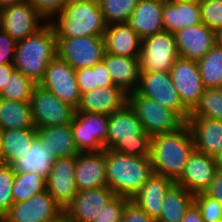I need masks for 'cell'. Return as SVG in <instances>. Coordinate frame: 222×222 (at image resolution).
Wrapping results in <instances>:
<instances>
[{
    "instance_id": "obj_1",
    "label": "cell",
    "mask_w": 222,
    "mask_h": 222,
    "mask_svg": "<svg viewBox=\"0 0 222 222\" xmlns=\"http://www.w3.org/2000/svg\"><path fill=\"white\" fill-rule=\"evenodd\" d=\"M194 150V140L187 124L177 131L151 137L150 161L153 172L175 182Z\"/></svg>"
},
{
    "instance_id": "obj_2",
    "label": "cell",
    "mask_w": 222,
    "mask_h": 222,
    "mask_svg": "<svg viewBox=\"0 0 222 222\" xmlns=\"http://www.w3.org/2000/svg\"><path fill=\"white\" fill-rule=\"evenodd\" d=\"M57 56V39L50 22L27 38L17 41L13 66L36 84L42 80L48 64Z\"/></svg>"
},
{
    "instance_id": "obj_3",
    "label": "cell",
    "mask_w": 222,
    "mask_h": 222,
    "mask_svg": "<svg viewBox=\"0 0 222 222\" xmlns=\"http://www.w3.org/2000/svg\"><path fill=\"white\" fill-rule=\"evenodd\" d=\"M151 137L145 133L133 108L127 103L108 115L106 149L135 157H150Z\"/></svg>"
},
{
    "instance_id": "obj_4",
    "label": "cell",
    "mask_w": 222,
    "mask_h": 222,
    "mask_svg": "<svg viewBox=\"0 0 222 222\" xmlns=\"http://www.w3.org/2000/svg\"><path fill=\"white\" fill-rule=\"evenodd\" d=\"M153 174L150 157H135L106 149V179L115 195L132 199Z\"/></svg>"
},
{
    "instance_id": "obj_5",
    "label": "cell",
    "mask_w": 222,
    "mask_h": 222,
    "mask_svg": "<svg viewBox=\"0 0 222 222\" xmlns=\"http://www.w3.org/2000/svg\"><path fill=\"white\" fill-rule=\"evenodd\" d=\"M50 23L56 37L104 36L108 26L98 0H71Z\"/></svg>"
},
{
    "instance_id": "obj_6",
    "label": "cell",
    "mask_w": 222,
    "mask_h": 222,
    "mask_svg": "<svg viewBox=\"0 0 222 222\" xmlns=\"http://www.w3.org/2000/svg\"><path fill=\"white\" fill-rule=\"evenodd\" d=\"M128 104L136 112L145 133L150 137L177 131L186 124L171 108L136 92L128 94Z\"/></svg>"
},
{
    "instance_id": "obj_7",
    "label": "cell",
    "mask_w": 222,
    "mask_h": 222,
    "mask_svg": "<svg viewBox=\"0 0 222 222\" xmlns=\"http://www.w3.org/2000/svg\"><path fill=\"white\" fill-rule=\"evenodd\" d=\"M57 56L75 70L92 67L103 60V36L56 37Z\"/></svg>"
},
{
    "instance_id": "obj_8",
    "label": "cell",
    "mask_w": 222,
    "mask_h": 222,
    "mask_svg": "<svg viewBox=\"0 0 222 222\" xmlns=\"http://www.w3.org/2000/svg\"><path fill=\"white\" fill-rule=\"evenodd\" d=\"M29 102L35 128L70 124L76 113L74 107L39 84L35 86Z\"/></svg>"
},
{
    "instance_id": "obj_9",
    "label": "cell",
    "mask_w": 222,
    "mask_h": 222,
    "mask_svg": "<svg viewBox=\"0 0 222 222\" xmlns=\"http://www.w3.org/2000/svg\"><path fill=\"white\" fill-rule=\"evenodd\" d=\"M178 57L177 43L173 33L163 30L142 39L141 71H170Z\"/></svg>"
},
{
    "instance_id": "obj_10",
    "label": "cell",
    "mask_w": 222,
    "mask_h": 222,
    "mask_svg": "<svg viewBox=\"0 0 222 222\" xmlns=\"http://www.w3.org/2000/svg\"><path fill=\"white\" fill-rule=\"evenodd\" d=\"M135 92L138 95L153 99L163 106L171 108L185 121L190 116V112L182 104L169 71H141L139 85Z\"/></svg>"
},
{
    "instance_id": "obj_11",
    "label": "cell",
    "mask_w": 222,
    "mask_h": 222,
    "mask_svg": "<svg viewBox=\"0 0 222 222\" xmlns=\"http://www.w3.org/2000/svg\"><path fill=\"white\" fill-rule=\"evenodd\" d=\"M71 127L76 146L80 152L106 150L108 115L76 112Z\"/></svg>"
},
{
    "instance_id": "obj_12",
    "label": "cell",
    "mask_w": 222,
    "mask_h": 222,
    "mask_svg": "<svg viewBox=\"0 0 222 222\" xmlns=\"http://www.w3.org/2000/svg\"><path fill=\"white\" fill-rule=\"evenodd\" d=\"M39 85L77 110L81 94L77 85L76 70L66 61L58 56L52 59Z\"/></svg>"
},
{
    "instance_id": "obj_13",
    "label": "cell",
    "mask_w": 222,
    "mask_h": 222,
    "mask_svg": "<svg viewBox=\"0 0 222 222\" xmlns=\"http://www.w3.org/2000/svg\"><path fill=\"white\" fill-rule=\"evenodd\" d=\"M44 20L27 0L0 9V28L15 41L36 33L47 23Z\"/></svg>"
},
{
    "instance_id": "obj_14",
    "label": "cell",
    "mask_w": 222,
    "mask_h": 222,
    "mask_svg": "<svg viewBox=\"0 0 222 222\" xmlns=\"http://www.w3.org/2000/svg\"><path fill=\"white\" fill-rule=\"evenodd\" d=\"M63 212L54 198L44 191L24 202L13 204L0 222H52Z\"/></svg>"
},
{
    "instance_id": "obj_15",
    "label": "cell",
    "mask_w": 222,
    "mask_h": 222,
    "mask_svg": "<svg viewBox=\"0 0 222 222\" xmlns=\"http://www.w3.org/2000/svg\"><path fill=\"white\" fill-rule=\"evenodd\" d=\"M169 72L183 106L191 113L204 91L197 61L178 57Z\"/></svg>"
},
{
    "instance_id": "obj_16",
    "label": "cell",
    "mask_w": 222,
    "mask_h": 222,
    "mask_svg": "<svg viewBox=\"0 0 222 222\" xmlns=\"http://www.w3.org/2000/svg\"><path fill=\"white\" fill-rule=\"evenodd\" d=\"M77 155L58 157L46 179V191L65 210L78 192L75 182Z\"/></svg>"
},
{
    "instance_id": "obj_17",
    "label": "cell",
    "mask_w": 222,
    "mask_h": 222,
    "mask_svg": "<svg viewBox=\"0 0 222 222\" xmlns=\"http://www.w3.org/2000/svg\"><path fill=\"white\" fill-rule=\"evenodd\" d=\"M216 171L214 157L194 150L175 183L195 195L205 192L212 184Z\"/></svg>"
},
{
    "instance_id": "obj_18",
    "label": "cell",
    "mask_w": 222,
    "mask_h": 222,
    "mask_svg": "<svg viewBox=\"0 0 222 222\" xmlns=\"http://www.w3.org/2000/svg\"><path fill=\"white\" fill-rule=\"evenodd\" d=\"M75 182L78 191L107 186L106 150L80 152L75 165Z\"/></svg>"
},
{
    "instance_id": "obj_19",
    "label": "cell",
    "mask_w": 222,
    "mask_h": 222,
    "mask_svg": "<svg viewBox=\"0 0 222 222\" xmlns=\"http://www.w3.org/2000/svg\"><path fill=\"white\" fill-rule=\"evenodd\" d=\"M174 35L179 57L189 60H200L215 45V31L203 23L179 30Z\"/></svg>"
},
{
    "instance_id": "obj_20",
    "label": "cell",
    "mask_w": 222,
    "mask_h": 222,
    "mask_svg": "<svg viewBox=\"0 0 222 222\" xmlns=\"http://www.w3.org/2000/svg\"><path fill=\"white\" fill-rule=\"evenodd\" d=\"M127 103L128 93L121 87H96L94 90L81 94L76 112L110 115L122 109Z\"/></svg>"
},
{
    "instance_id": "obj_21",
    "label": "cell",
    "mask_w": 222,
    "mask_h": 222,
    "mask_svg": "<svg viewBox=\"0 0 222 222\" xmlns=\"http://www.w3.org/2000/svg\"><path fill=\"white\" fill-rule=\"evenodd\" d=\"M114 196L115 193L107 186L78 191L64 212L74 222H92Z\"/></svg>"
},
{
    "instance_id": "obj_22",
    "label": "cell",
    "mask_w": 222,
    "mask_h": 222,
    "mask_svg": "<svg viewBox=\"0 0 222 222\" xmlns=\"http://www.w3.org/2000/svg\"><path fill=\"white\" fill-rule=\"evenodd\" d=\"M195 150L216 156L222 150V121L206 117H189L186 121Z\"/></svg>"
},
{
    "instance_id": "obj_23",
    "label": "cell",
    "mask_w": 222,
    "mask_h": 222,
    "mask_svg": "<svg viewBox=\"0 0 222 222\" xmlns=\"http://www.w3.org/2000/svg\"><path fill=\"white\" fill-rule=\"evenodd\" d=\"M166 0H139L127 24L144 39L164 30L163 7Z\"/></svg>"
},
{
    "instance_id": "obj_24",
    "label": "cell",
    "mask_w": 222,
    "mask_h": 222,
    "mask_svg": "<svg viewBox=\"0 0 222 222\" xmlns=\"http://www.w3.org/2000/svg\"><path fill=\"white\" fill-rule=\"evenodd\" d=\"M102 61L114 85L128 94L136 91L141 76L140 57H124L105 52Z\"/></svg>"
},
{
    "instance_id": "obj_25",
    "label": "cell",
    "mask_w": 222,
    "mask_h": 222,
    "mask_svg": "<svg viewBox=\"0 0 222 222\" xmlns=\"http://www.w3.org/2000/svg\"><path fill=\"white\" fill-rule=\"evenodd\" d=\"M162 18L164 30L173 34L187 27L203 23L200 4L186 0H166Z\"/></svg>"
},
{
    "instance_id": "obj_26",
    "label": "cell",
    "mask_w": 222,
    "mask_h": 222,
    "mask_svg": "<svg viewBox=\"0 0 222 222\" xmlns=\"http://www.w3.org/2000/svg\"><path fill=\"white\" fill-rule=\"evenodd\" d=\"M105 52L124 57H140L142 39L127 23L108 25L104 32Z\"/></svg>"
},
{
    "instance_id": "obj_27",
    "label": "cell",
    "mask_w": 222,
    "mask_h": 222,
    "mask_svg": "<svg viewBox=\"0 0 222 222\" xmlns=\"http://www.w3.org/2000/svg\"><path fill=\"white\" fill-rule=\"evenodd\" d=\"M174 183L172 179L153 172L131 200L156 220L160 216L165 193Z\"/></svg>"
},
{
    "instance_id": "obj_28",
    "label": "cell",
    "mask_w": 222,
    "mask_h": 222,
    "mask_svg": "<svg viewBox=\"0 0 222 222\" xmlns=\"http://www.w3.org/2000/svg\"><path fill=\"white\" fill-rule=\"evenodd\" d=\"M36 136L41 140L42 146L56 158L78 155L80 153L73 137L71 123L36 128Z\"/></svg>"
},
{
    "instance_id": "obj_29",
    "label": "cell",
    "mask_w": 222,
    "mask_h": 222,
    "mask_svg": "<svg viewBox=\"0 0 222 222\" xmlns=\"http://www.w3.org/2000/svg\"><path fill=\"white\" fill-rule=\"evenodd\" d=\"M55 161L56 157L42 146L41 140L36 136L32 145L11 166L17 173H38L47 179Z\"/></svg>"
},
{
    "instance_id": "obj_30",
    "label": "cell",
    "mask_w": 222,
    "mask_h": 222,
    "mask_svg": "<svg viewBox=\"0 0 222 222\" xmlns=\"http://www.w3.org/2000/svg\"><path fill=\"white\" fill-rule=\"evenodd\" d=\"M194 202V194L174 183L165 193L160 216L156 222H181Z\"/></svg>"
},
{
    "instance_id": "obj_31",
    "label": "cell",
    "mask_w": 222,
    "mask_h": 222,
    "mask_svg": "<svg viewBox=\"0 0 222 222\" xmlns=\"http://www.w3.org/2000/svg\"><path fill=\"white\" fill-rule=\"evenodd\" d=\"M35 128L29 101H13L0 97V131Z\"/></svg>"
},
{
    "instance_id": "obj_32",
    "label": "cell",
    "mask_w": 222,
    "mask_h": 222,
    "mask_svg": "<svg viewBox=\"0 0 222 222\" xmlns=\"http://www.w3.org/2000/svg\"><path fill=\"white\" fill-rule=\"evenodd\" d=\"M36 137V128L0 131V147L7 164H12L23 155Z\"/></svg>"
},
{
    "instance_id": "obj_33",
    "label": "cell",
    "mask_w": 222,
    "mask_h": 222,
    "mask_svg": "<svg viewBox=\"0 0 222 222\" xmlns=\"http://www.w3.org/2000/svg\"><path fill=\"white\" fill-rule=\"evenodd\" d=\"M204 88H222V48L214 45L197 61Z\"/></svg>"
},
{
    "instance_id": "obj_34",
    "label": "cell",
    "mask_w": 222,
    "mask_h": 222,
    "mask_svg": "<svg viewBox=\"0 0 222 222\" xmlns=\"http://www.w3.org/2000/svg\"><path fill=\"white\" fill-rule=\"evenodd\" d=\"M46 191V178L38 173H17L12 188V196L15 203L28 200L34 195Z\"/></svg>"
},
{
    "instance_id": "obj_35",
    "label": "cell",
    "mask_w": 222,
    "mask_h": 222,
    "mask_svg": "<svg viewBox=\"0 0 222 222\" xmlns=\"http://www.w3.org/2000/svg\"><path fill=\"white\" fill-rule=\"evenodd\" d=\"M37 84L21 71L14 70L0 92V97L13 101H30Z\"/></svg>"
},
{
    "instance_id": "obj_36",
    "label": "cell",
    "mask_w": 222,
    "mask_h": 222,
    "mask_svg": "<svg viewBox=\"0 0 222 222\" xmlns=\"http://www.w3.org/2000/svg\"><path fill=\"white\" fill-rule=\"evenodd\" d=\"M189 117H206L222 121V88H204L198 105Z\"/></svg>"
},
{
    "instance_id": "obj_37",
    "label": "cell",
    "mask_w": 222,
    "mask_h": 222,
    "mask_svg": "<svg viewBox=\"0 0 222 222\" xmlns=\"http://www.w3.org/2000/svg\"><path fill=\"white\" fill-rule=\"evenodd\" d=\"M107 25L127 23L139 0H98Z\"/></svg>"
},
{
    "instance_id": "obj_38",
    "label": "cell",
    "mask_w": 222,
    "mask_h": 222,
    "mask_svg": "<svg viewBox=\"0 0 222 222\" xmlns=\"http://www.w3.org/2000/svg\"><path fill=\"white\" fill-rule=\"evenodd\" d=\"M14 179L15 171L10 164L0 167V219L14 204L12 196Z\"/></svg>"
},
{
    "instance_id": "obj_39",
    "label": "cell",
    "mask_w": 222,
    "mask_h": 222,
    "mask_svg": "<svg viewBox=\"0 0 222 222\" xmlns=\"http://www.w3.org/2000/svg\"><path fill=\"white\" fill-rule=\"evenodd\" d=\"M194 203L201 212L204 222H218L222 219V204L204 192L194 195Z\"/></svg>"
},
{
    "instance_id": "obj_40",
    "label": "cell",
    "mask_w": 222,
    "mask_h": 222,
    "mask_svg": "<svg viewBox=\"0 0 222 222\" xmlns=\"http://www.w3.org/2000/svg\"><path fill=\"white\" fill-rule=\"evenodd\" d=\"M131 199L115 195L92 222H122V215L126 204Z\"/></svg>"
},
{
    "instance_id": "obj_41",
    "label": "cell",
    "mask_w": 222,
    "mask_h": 222,
    "mask_svg": "<svg viewBox=\"0 0 222 222\" xmlns=\"http://www.w3.org/2000/svg\"><path fill=\"white\" fill-rule=\"evenodd\" d=\"M202 22L208 28L217 30L222 27V2L202 0L200 3Z\"/></svg>"
},
{
    "instance_id": "obj_42",
    "label": "cell",
    "mask_w": 222,
    "mask_h": 222,
    "mask_svg": "<svg viewBox=\"0 0 222 222\" xmlns=\"http://www.w3.org/2000/svg\"><path fill=\"white\" fill-rule=\"evenodd\" d=\"M28 3L45 19L51 22L63 12L71 0H27Z\"/></svg>"
},
{
    "instance_id": "obj_43",
    "label": "cell",
    "mask_w": 222,
    "mask_h": 222,
    "mask_svg": "<svg viewBox=\"0 0 222 222\" xmlns=\"http://www.w3.org/2000/svg\"><path fill=\"white\" fill-rule=\"evenodd\" d=\"M17 41L0 28V65L12 64Z\"/></svg>"
},
{
    "instance_id": "obj_44",
    "label": "cell",
    "mask_w": 222,
    "mask_h": 222,
    "mask_svg": "<svg viewBox=\"0 0 222 222\" xmlns=\"http://www.w3.org/2000/svg\"><path fill=\"white\" fill-rule=\"evenodd\" d=\"M122 222H156V220L130 200L123 211Z\"/></svg>"
},
{
    "instance_id": "obj_45",
    "label": "cell",
    "mask_w": 222,
    "mask_h": 222,
    "mask_svg": "<svg viewBox=\"0 0 222 222\" xmlns=\"http://www.w3.org/2000/svg\"><path fill=\"white\" fill-rule=\"evenodd\" d=\"M76 79L80 94L87 93L97 87L94 78V66L76 70Z\"/></svg>"
},
{
    "instance_id": "obj_46",
    "label": "cell",
    "mask_w": 222,
    "mask_h": 222,
    "mask_svg": "<svg viewBox=\"0 0 222 222\" xmlns=\"http://www.w3.org/2000/svg\"><path fill=\"white\" fill-rule=\"evenodd\" d=\"M94 78L97 87H110L114 85L103 61L94 65Z\"/></svg>"
},
{
    "instance_id": "obj_47",
    "label": "cell",
    "mask_w": 222,
    "mask_h": 222,
    "mask_svg": "<svg viewBox=\"0 0 222 222\" xmlns=\"http://www.w3.org/2000/svg\"><path fill=\"white\" fill-rule=\"evenodd\" d=\"M206 195L218 200L222 204V171L217 170L212 184L205 190Z\"/></svg>"
},
{
    "instance_id": "obj_48",
    "label": "cell",
    "mask_w": 222,
    "mask_h": 222,
    "mask_svg": "<svg viewBox=\"0 0 222 222\" xmlns=\"http://www.w3.org/2000/svg\"><path fill=\"white\" fill-rule=\"evenodd\" d=\"M181 222H204L201 212L194 202L187 209Z\"/></svg>"
},
{
    "instance_id": "obj_49",
    "label": "cell",
    "mask_w": 222,
    "mask_h": 222,
    "mask_svg": "<svg viewBox=\"0 0 222 222\" xmlns=\"http://www.w3.org/2000/svg\"><path fill=\"white\" fill-rule=\"evenodd\" d=\"M15 70L13 64H3L0 65V92L3 89V86L6 84L8 77Z\"/></svg>"
},
{
    "instance_id": "obj_50",
    "label": "cell",
    "mask_w": 222,
    "mask_h": 222,
    "mask_svg": "<svg viewBox=\"0 0 222 222\" xmlns=\"http://www.w3.org/2000/svg\"><path fill=\"white\" fill-rule=\"evenodd\" d=\"M215 45L222 48V27L215 30Z\"/></svg>"
},
{
    "instance_id": "obj_51",
    "label": "cell",
    "mask_w": 222,
    "mask_h": 222,
    "mask_svg": "<svg viewBox=\"0 0 222 222\" xmlns=\"http://www.w3.org/2000/svg\"><path fill=\"white\" fill-rule=\"evenodd\" d=\"M52 222H74V221L65 212H63Z\"/></svg>"
},
{
    "instance_id": "obj_52",
    "label": "cell",
    "mask_w": 222,
    "mask_h": 222,
    "mask_svg": "<svg viewBox=\"0 0 222 222\" xmlns=\"http://www.w3.org/2000/svg\"><path fill=\"white\" fill-rule=\"evenodd\" d=\"M21 1H24V0H0V9L4 8L6 6H10V5L19 3Z\"/></svg>"
},
{
    "instance_id": "obj_53",
    "label": "cell",
    "mask_w": 222,
    "mask_h": 222,
    "mask_svg": "<svg viewBox=\"0 0 222 222\" xmlns=\"http://www.w3.org/2000/svg\"><path fill=\"white\" fill-rule=\"evenodd\" d=\"M214 159L217 166V170L222 171V150L216 156H214Z\"/></svg>"
},
{
    "instance_id": "obj_54",
    "label": "cell",
    "mask_w": 222,
    "mask_h": 222,
    "mask_svg": "<svg viewBox=\"0 0 222 222\" xmlns=\"http://www.w3.org/2000/svg\"><path fill=\"white\" fill-rule=\"evenodd\" d=\"M6 164L7 163H6L5 159H4L3 152H2V149L0 147V167L4 166Z\"/></svg>"
},
{
    "instance_id": "obj_55",
    "label": "cell",
    "mask_w": 222,
    "mask_h": 222,
    "mask_svg": "<svg viewBox=\"0 0 222 222\" xmlns=\"http://www.w3.org/2000/svg\"><path fill=\"white\" fill-rule=\"evenodd\" d=\"M186 1H194L200 3L202 0H186Z\"/></svg>"
}]
</instances>
